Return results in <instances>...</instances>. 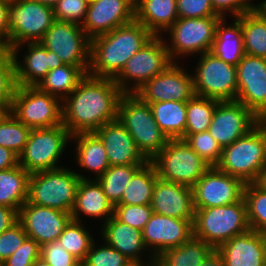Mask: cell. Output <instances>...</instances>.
I'll list each match as a JSON object with an SVG mask.
<instances>
[{
	"mask_svg": "<svg viewBox=\"0 0 266 266\" xmlns=\"http://www.w3.org/2000/svg\"><path fill=\"white\" fill-rule=\"evenodd\" d=\"M123 94L114 79L87 74L62 101V125L71 136L95 133L104 124L117 120Z\"/></svg>",
	"mask_w": 266,
	"mask_h": 266,
	"instance_id": "6da1fadb",
	"label": "cell"
},
{
	"mask_svg": "<svg viewBox=\"0 0 266 266\" xmlns=\"http://www.w3.org/2000/svg\"><path fill=\"white\" fill-rule=\"evenodd\" d=\"M154 35L137 21L91 39L88 75L114 79Z\"/></svg>",
	"mask_w": 266,
	"mask_h": 266,
	"instance_id": "7a4b0ae2",
	"label": "cell"
},
{
	"mask_svg": "<svg viewBox=\"0 0 266 266\" xmlns=\"http://www.w3.org/2000/svg\"><path fill=\"white\" fill-rule=\"evenodd\" d=\"M194 209L193 236L214 249L250 230L244 197L234 204Z\"/></svg>",
	"mask_w": 266,
	"mask_h": 266,
	"instance_id": "3957f363",
	"label": "cell"
},
{
	"mask_svg": "<svg viewBox=\"0 0 266 266\" xmlns=\"http://www.w3.org/2000/svg\"><path fill=\"white\" fill-rule=\"evenodd\" d=\"M266 166V129L259 122L246 135L222 149L215 166L218 170L240 178L245 184L257 181Z\"/></svg>",
	"mask_w": 266,
	"mask_h": 266,
	"instance_id": "277c9868",
	"label": "cell"
},
{
	"mask_svg": "<svg viewBox=\"0 0 266 266\" xmlns=\"http://www.w3.org/2000/svg\"><path fill=\"white\" fill-rule=\"evenodd\" d=\"M67 167L31 173L27 202L71 213L81 179H90Z\"/></svg>",
	"mask_w": 266,
	"mask_h": 266,
	"instance_id": "5b68a950",
	"label": "cell"
},
{
	"mask_svg": "<svg viewBox=\"0 0 266 266\" xmlns=\"http://www.w3.org/2000/svg\"><path fill=\"white\" fill-rule=\"evenodd\" d=\"M117 120L127 129L136 147L148 161H151L169 140L157 125L149 104L136 94L121 96Z\"/></svg>",
	"mask_w": 266,
	"mask_h": 266,
	"instance_id": "8992f818",
	"label": "cell"
},
{
	"mask_svg": "<svg viewBox=\"0 0 266 266\" xmlns=\"http://www.w3.org/2000/svg\"><path fill=\"white\" fill-rule=\"evenodd\" d=\"M56 21L53 8L35 0H9V50L19 55L27 42H39ZM19 52V53H18Z\"/></svg>",
	"mask_w": 266,
	"mask_h": 266,
	"instance_id": "52a82bcc",
	"label": "cell"
},
{
	"mask_svg": "<svg viewBox=\"0 0 266 266\" xmlns=\"http://www.w3.org/2000/svg\"><path fill=\"white\" fill-rule=\"evenodd\" d=\"M151 162L158 178L191 188L211 168L183 139H169Z\"/></svg>",
	"mask_w": 266,
	"mask_h": 266,
	"instance_id": "ba28073f",
	"label": "cell"
},
{
	"mask_svg": "<svg viewBox=\"0 0 266 266\" xmlns=\"http://www.w3.org/2000/svg\"><path fill=\"white\" fill-rule=\"evenodd\" d=\"M162 37L154 36L126 62L124 68L114 78L124 94H134L173 63L167 50L165 37Z\"/></svg>",
	"mask_w": 266,
	"mask_h": 266,
	"instance_id": "9c48e42d",
	"label": "cell"
},
{
	"mask_svg": "<svg viewBox=\"0 0 266 266\" xmlns=\"http://www.w3.org/2000/svg\"><path fill=\"white\" fill-rule=\"evenodd\" d=\"M69 141L71 135L62 124L52 128L32 129L19 156V165L30 174L63 167L58 162Z\"/></svg>",
	"mask_w": 266,
	"mask_h": 266,
	"instance_id": "30bf717a",
	"label": "cell"
},
{
	"mask_svg": "<svg viewBox=\"0 0 266 266\" xmlns=\"http://www.w3.org/2000/svg\"><path fill=\"white\" fill-rule=\"evenodd\" d=\"M198 61L192 74L195 95L219 102L236 101L237 67L212 52L201 54Z\"/></svg>",
	"mask_w": 266,
	"mask_h": 266,
	"instance_id": "8fae6325",
	"label": "cell"
},
{
	"mask_svg": "<svg viewBox=\"0 0 266 266\" xmlns=\"http://www.w3.org/2000/svg\"><path fill=\"white\" fill-rule=\"evenodd\" d=\"M10 113L31 129L62 124V101L37 86H17Z\"/></svg>",
	"mask_w": 266,
	"mask_h": 266,
	"instance_id": "7c38bea8",
	"label": "cell"
},
{
	"mask_svg": "<svg viewBox=\"0 0 266 266\" xmlns=\"http://www.w3.org/2000/svg\"><path fill=\"white\" fill-rule=\"evenodd\" d=\"M221 15L203 18H178L166 31L170 44L166 42L169 56L173 62L177 57L210 52L216 35V27ZM171 36V37H170Z\"/></svg>",
	"mask_w": 266,
	"mask_h": 266,
	"instance_id": "4fadbf2b",
	"label": "cell"
},
{
	"mask_svg": "<svg viewBox=\"0 0 266 266\" xmlns=\"http://www.w3.org/2000/svg\"><path fill=\"white\" fill-rule=\"evenodd\" d=\"M39 42L65 64L79 66L88 73L91 39L81 25L56 20Z\"/></svg>",
	"mask_w": 266,
	"mask_h": 266,
	"instance_id": "5bb4252c",
	"label": "cell"
},
{
	"mask_svg": "<svg viewBox=\"0 0 266 266\" xmlns=\"http://www.w3.org/2000/svg\"><path fill=\"white\" fill-rule=\"evenodd\" d=\"M173 62L162 73L144 84L136 94L145 103L179 101L187 102L194 93L193 75Z\"/></svg>",
	"mask_w": 266,
	"mask_h": 266,
	"instance_id": "9a60e30c",
	"label": "cell"
},
{
	"mask_svg": "<svg viewBox=\"0 0 266 266\" xmlns=\"http://www.w3.org/2000/svg\"><path fill=\"white\" fill-rule=\"evenodd\" d=\"M244 187L240 178L211 167L192 187L194 208L234 204L244 197Z\"/></svg>",
	"mask_w": 266,
	"mask_h": 266,
	"instance_id": "2e32d148",
	"label": "cell"
},
{
	"mask_svg": "<svg viewBox=\"0 0 266 266\" xmlns=\"http://www.w3.org/2000/svg\"><path fill=\"white\" fill-rule=\"evenodd\" d=\"M260 119L238 101L218 102L209 133L223 149L252 130Z\"/></svg>",
	"mask_w": 266,
	"mask_h": 266,
	"instance_id": "e0dca14e",
	"label": "cell"
},
{
	"mask_svg": "<svg viewBox=\"0 0 266 266\" xmlns=\"http://www.w3.org/2000/svg\"><path fill=\"white\" fill-rule=\"evenodd\" d=\"M236 67V101L260 119L266 114V58L245 54Z\"/></svg>",
	"mask_w": 266,
	"mask_h": 266,
	"instance_id": "ac0fdd59",
	"label": "cell"
},
{
	"mask_svg": "<svg viewBox=\"0 0 266 266\" xmlns=\"http://www.w3.org/2000/svg\"><path fill=\"white\" fill-rule=\"evenodd\" d=\"M193 221L153 212L142 231L145 247L156 259L165 250L182 245L193 236Z\"/></svg>",
	"mask_w": 266,
	"mask_h": 266,
	"instance_id": "d6986e66",
	"label": "cell"
},
{
	"mask_svg": "<svg viewBox=\"0 0 266 266\" xmlns=\"http://www.w3.org/2000/svg\"><path fill=\"white\" fill-rule=\"evenodd\" d=\"M71 220V213L29 202L20 208L18 215L28 238L34 239L40 246L58 240Z\"/></svg>",
	"mask_w": 266,
	"mask_h": 266,
	"instance_id": "ffe728a7",
	"label": "cell"
},
{
	"mask_svg": "<svg viewBox=\"0 0 266 266\" xmlns=\"http://www.w3.org/2000/svg\"><path fill=\"white\" fill-rule=\"evenodd\" d=\"M135 0H94L81 27L92 39L135 20Z\"/></svg>",
	"mask_w": 266,
	"mask_h": 266,
	"instance_id": "44dd1931",
	"label": "cell"
},
{
	"mask_svg": "<svg viewBox=\"0 0 266 266\" xmlns=\"http://www.w3.org/2000/svg\"><path fill=\"white\" fill-rule=\"evenodd\" d=\"M154 213L183 220H194L193 189L158 178L153 188Z\"/></svg>",
	"mask_w": 266,
	"mask_h": 266,
	"instance_id": "7402d4cb",
	"label": "cell"
},
{
	"mask_svg": "<svg viewBox=\"0 0 266 266\" xmlns=\"http://www.w3.org/2000/svg\"><path fill=\"white\" fill-rule=\"evenodd\" d=\"M95 134L104 144L110 166L144 165L148 162L136 147L130 133L118 120L104 124Z\"/></svg>",
	"mask_w": 266,
	"mask_h": 266,
	"instance_id": "603a6c76",
	"label": "cell"
},
{
	"mask_svg": "<svg viewBox=\"0 0 266 266\" xmlns=\"http://www.w3.org/2000/svg\"><path fill=\"white\" fill-rule=\"evenodd\" d=\"M226 266H266V234L249 230L217 248Z\"/></svg>",
	"mask_w": 266,
	"mask_h": 266,
	"instance_id": "cb8c5ba5",
	"label": "cell"
},
{
	"mask_svg": "<svg viewBox=\"0 0 266 266\" xmlns=\"http://www.w3.org/2000/svg\"><path fill=\"white\" fill-rule=\"evenodd\" d=\"M99 233L106 244L119 251L134 264L155 266V258L152 255L147 257L150 258V260H146L148 262L143 261L145 259L142 256L148 250L143 242L142 231L124 224L112 216L102 224Z\"/></svg>",
	"mask_w": 266,
	"mask_h": 266,
	"instance_id": "d4e9b609",
	"label": "cell"
},
{
	"mask_svg": "<svg viewBox=\"0 0 266 266\" xmlns=\"http://www.w3.org/2000/svg\"><path fill=\"white\" fill-rule=\"evenodd\" d=\"M27 47L28 52L25 53L21 62L18 55H12L18 86H37L50 70L65 64L40 42H27Z\"/></svg>",
	"mask_w": 266,
	"mask_h": 266,
	"instance_id": "484cf974",
	"label": "cell"
},
{
	"mask_svg": "<svg viewBox=\"0 0 266 266\" xmlns=\"http://www.w3.org/2000/svg\"><path fill=\"white\" fill-rule=\"evenodd\" d=\"M113 205L105 196L101 185L96 179H81L71 217L74 221L82 222L81 216L102 218L105 223L113 216ZM82 214V215H81Z\"/></svg>",
	"mask_w": 266,
	"mask_h": 266,
	"instance_id": "4316f807",
	"label": "cell"
},
{
	"mask_svg": "<svg viewBox=\"0 0 266 266\" xmlns=\"http://www.w3.org/2000/svg\"><path fill=\"white\" fill-rule=\"evenodd\" d=\"M134 7L135 21L154 36L164 35L179 18L176 0H135Z\"/></svg>",
	"mask_w": 266,
	"mask_h": 266,
	"instance_id": "83f0119b",
	"label": "cell"
},
{
	"mask_svg": "<svg viewBox=\"0 0 266 266\" xmlns=\"http://www.w3.org/2000/svg\"><path fill=\"white\" fill-rule=\"evenodd\" d=\"M233 20L232 24H227L226 18L220 20L210 52L226 63L237 66L245 55L241 15Z\"/></svg>",
	"mask_w": 266,
	"mask_h": 266,
	"instance_id": "f1b7e54d",
	"label": "cell"
},
{
	"mask_svg": "<svg viewBox=\"0 0 266 266\" xmlns=\"http://www.w3.org/2000/svg\"><path fill=\"white\" fill-rule=\"evenodd\" d=\"M71 140H76L75 161L79 167L95 173V179L110 167L104 144L95 133L76 134Z\"/></svg>",
	"mask_w": 266,
	"mask_h": 266,
	"instance_id": "f546056e",
	"label": "cell"
},
{
	"mask_svg": "<svg viewBox=\"0 0 266 266\" xmlns=\"http://www.w3.org/2000/svg\"><path fill=\"white\" fill-rule=\"evenodd\" d=\"M214 248L192 236L182 245L162 252L155 259V266H199Z\"/></svg>",
	"mask_w": 266,
	"mask_h": 266,
	"instance_id": "4dcf8cb0",
	"label": "cell"
},
{
	"mask_svg": "<svg viewBox=\"0 0 266 266\" xmlns=\"http://www.w3.org/2000/svg\"><path fill=\"white\" fill-rule=\"evenodd\" d=\"M153 117L168 139H183L186 127L187 102L149 103Z\"/></svg>",
	"mask_w": 266,
	"mask_h": 266,
	"instance_id": "1f68e13d",
	"label": "cell"
},
{
	"mask_svg": "<svg viewBox=\"0 0 266 266\" xmlns=\"http://www.w3.org/2000/svg\"><path fill=\"white\" fill-rule=\"evenodd\" d=\"M245 54L266 58V6L241 15Z\"/></svg>",
	"mask_w": 266,
	"mask_h": 266,
	"instance_id": "d6a6232c",
	"label": "cell"
},
{
	"mask_svg": "<svg viewBox=\"0 0 266 266\" xmlns=\"http://www.w3.org/2000/svg\"><path fill=\"white\" fill-rule=\"evenodd\" d=\"M30 173L20 165L0 170V205L16 209L27 202Z\"/></svg>",
	"mask_w": 266,
	"mask_h": 266,
	"instance_id": "836d02e7",
	"label": "cell"
},
{
	"mask_svg": "<svg viewBox=\"0 0 266 266\" xmlns=\"http://www.w3.org/2000/svg\"><path fill=\"white\" fill-rule=\"evenodd\" d=\"M86 75L81 67L64 64L50 70L37 87L63 101Z\"/></svg>",
	"mask_w": 266,
	"mask_h": 266,
	"instance_id": "e575fe53",
	"label": "cell"
},
{
	"mask_svg": "<svg viewBox=\"0 0 266 266\" xmlns=\"http://www.w3.org/2000/svg\"><path fill=\"white\" fill-rule=\"evenodd\" d=\"M157 179L158 175L153 163L146 162L127 183L119 204L151 205L153 188Z\"/></svg>",
	"mask_w": 266,
	"mask_h": 266,
	"instance_id": "d590c367",
	"label": "cell"
},
{
	"mask_svg": "<svg viewBox=\"0 0 266 266\" xmlns=\"http://www.w3.org/2000/svg\"><path fill=\"white\" fill-rule=\"evenodd\" d=\"M141 166L143 165L110 166L96 179L113 207L119 204L127 183Z\"/></svg>",
	"mask_w": 266,
	"mask_h": 266,
	"instance_id": "8d00e7d4",
	"label": "cell"
},
{
	"mask_svg": "<svg viewBox=\"0 0 266 266\" xmlns=\"http://www.w3.org/2000/svg\"><path fill=\"white\" fill-rule=\"evenodd\" d=\"M219 101L194 95L187 101L185 134L207 131Z\"/></svg>",
	"mask_w": 266,
	"mask_h": 266,
	"instance_id": "74e56055",
	"label": "cell"
},
{
	"mask_svg": "<svg viewBox=\"0 0 266 266\" xmlns=\"http://www.w3.org/2000/svg\"><path fill=\"white\" fill-rule=\"evenodd\" d=\"M62 247L82 262L91 248L94 238L79 221L71 220L58 238Z\"/></svg>",
	"mask_w": 266,
	"mask_h": 266,
	"instance_id": "f35d334b",
	"label": "cell"
},
{
	"mask_svg": "<svg viewBox=\"0 0 266 266\" xmlns=\"http://www.w3.org/2000/svg\"><path fill=\"white\" fill-rule=\"evenodd\" d=\"M244 199L251 230L266 234V191L254 183H246Z\"/></svg>",
	"mask_w": 266,
	"mask_h": 266,
	"instance_id": "ab89813d",
	"label": "cell"
},
{
	"mask_svg": "<svg viewBox=\"0 0 266 266\" xmlns=\"http://www.w3.org/2000/svg\"><path fill=\"white\" fill-rule=\"evenodd\" d=\"M31 130L9 113L0 121V146L13 151L19 157L28 142Z\"/></svg>",
	"mask_w": 266,
	"mask_h": 266,
	"instance_id": "60d3db41",
	"label": "cell"
},
{
	"mask_svg": "<svg viewBox=\"0 0 266 266\" xmlns=\"http://www.w3.org/2000/svg\"><path fill=\"white\" fill-rule=\"evenodd\" d=\"M15 63L10 50L0 47V103L11 109L17 88Z\"/></svg>",
	"mask_w": 266,
	"mask_h": 266,
	"instance_id": "b9f144b4",
	"label": "cell"
},
{
	"mask_svg": "<svg viewBox=\"0 0 266 266\" xmlns=\"http://www.w3.org/2000/svg\"><path fill=\"white\" fill-rule=\"evenodd\" d=\"M98 247L94 241L81 266H131L133 262L105 242ZM97 244V245H96Z\"/></svg>",
	"mask_w": 266,
	"mask_h": 266,
	"instance_id": "7bdbcfd3",
	"label": "cell"
},
{
	"mask_svg": "<svg viewBox=\"0 0 266 266\" xmlns=\"http://www.w3.org/2000/svg\"><path fill=\"white\" fill-rule=\"evenodd\" d=\"M183 140L211 167L218 164L222 148L208 130L196 134H184Z\"/></svg>",
	"mask_w": 266,
	"mask_h": 266,
	"instance_id": "ee69618b",
	"label": "cell"
},
{
	"mask_svg": "<svg viewBox=\"0 0 266 266\" xmlns=\"http://www.w3.org/2000/svg\"><path fill=\"white\" fill-rule=\"evenodd\" d=\"M152 214L153 210L151 205L118 204L114 206L113 210V216L118 221L140 231H143Z\"/></svg>",
	"mask_w": 266,
	"mask_h": 266,
	"instance_id": "f6af8a7d",
	"label": "cell"
},
{
	"mask_svg": "<svg viewBox=\"0 0 266 266\" xmlns=\"http://www.w3.org/2000/svg\"><path fill=\"white\" fill-rule=\"evenodd\" d=\"M88 6L89 2L87 0H60L53 7V12L57 21L82 25Z\"/></svg>",
	"mask_w": 266,
	"mask_h": 266,
	"instance_id": "bcb514c9",
	"label": "cell"
},
{
	"mask_svg": "<svg viewBox=\"0 0 266 266\" xmlns=\"http://www.w3.org/2000/svg\"><path fill=\"white\" fill-rule=\"evenodd\" d=\"M28 238L23 225L18 221L0 234V265L10 257Z\"/></svg>",
	"mask_w": 266,
	"mask_h": 266,
	"instance_id": "7dc6e473",
	"label": "cell"
},
{
	"mask_svg": "<svg viewBox=\"0 0 266 266\" xmlns=\"http://www.w3.org/2000/svg\"><path fill=\"white\" fill-rule=\"evenodd\" d=\"M40 257L51 266H81V262L66 251L58 240L42 245Z\"/></svg>",
	"mask_w": 266,
	"mask_h": 266,
	"instance_id": "c3c4849f",
	"label": "cell"
},
{
	"mask_svg": "<svg viewBox=\"0 0 266 266\" xmlns=\"http://www.w3.org/2000/svg\"><path fill=\"white\" fill-rule=\"evenodd\" d=\"M40 252L41 246L34 239L27 238L0 266H32L40 258Z\"/></svg>",
	"mask_w": 266,
	"mask_h": 266,
	"instance_id": "681fc988",
	"label": "cell"
},
{
	"mask_svg": "<svg viewBox=\"0 0 266 266\" xmlns=\"http://www.w3.org/2000/svg\"><path fill=\"white\" fill-rule=\"evenodd\" d=\"M179 18H203L218 16L211 0H176Z\"/></svg>",
	"mask_w": 266,
	"mask_h": 266,
	"instance_id": "f907efd6",
	"label": "cell"
},
{
	"mask_svg": "<svg viewBox=\"0 0 266 266\" xmlns=\"http://www.w3.org/2000/svg\"><path fill=\"white\" fill-rule=\"evenodd\" d=\"M211 3L215 12L223 18H226L229 12L231 17H239L242 14L255 11L264 4V1L262 0L261 3H257V5L250 0H211Z\"/></svg>",
	"mask_w": 266,
	"mask_h": 266,
	"instance_id": "816d5d0a",
	"label": "cell"
},
{
	"mask_svg": "<svg viewBox=\"0 0 266 266\" xmlns=\"http://www.w3.org/2000/svg\"><path fill=\"white\" fill-rule=\"evenodd\" d=\"M9 0H0V47L9 50Z\"/></svg>",
	"mask_w": 266,
	"mask_h": 266,
	"instance_id": "f5cc1de1",
	"label": "cell"
},
{
	"mask_svg": "<svg viewBox=\"0 0 266 266\" xmlns=\"http://www.w3.org/2000/svg\"><path fill=\"white\" fill-rule=\"evenodd\" d=\"M18 215L16 209L0 205V234L18 222Z\"/></svg>",
	"mask_w": 266,
	"mask_h": 266,
	"instance_id": "db71d44e",
	"label": "cell"
},
{
	"mask_svg": "<svg viewBox=\"0 0 266 266\" xmlns=\"http://www.w3.org/2000/svg\"><path fill=\"white\" fill-rule=\"evenodd\" d=\"M19 165V157L6 147L0 146V170H7Z\"/></svg>",
	"mask_w": 266,
	"mask_h": 266,
	"instance_id": "11a10c76",
	"label": "cell"
},
{
	"mask_svg": "<svg viewBox=\"0 0 266 266\" xmlns=\"http://www.w3.org/2000/svg\"><path fill=\"white\" fill-rule=\"evenodd\" d=\"M199 266H226V264L221 254L214 249Z\"/></svg>",
	"mask_w": 266,
	"mask_h": 266,
	"instance_id": "9f6ffc18",
	"label": "cell"
},
{
	"mask_svg": "<svg viewBox=\"0 0 266 266\" xmlns=\"http://www.w3.org/2000/svg\"><path fill=\"white\" fill-rule=\"evenodd\" d=\"M255 183L266 191V166L263 168Z\"/></svg>",
	"mask_w": 266,
	"mask_h": 266,
	"instance_id": "6f0895ef",
	"label": "cell"
},
{
	"mask_svg": "<svg viewBox=\"0 0 266 266\" xmlns=\"http://www.w3.org/2000/svg\"><path fill=\"white\" fill-rule=\"evenodd\" d=\"M10 113V109L3 103H0V121Z\"/></svg>",
	"mask_w": 266,
	"mask_h": 266,
	"instance_id": "680465c9",
	"label": "cell"
},
{
	"mask_svg": "<svg viewBox=\"0 0 266 266\" xmlns=\"http://www.w3.org/2000/svg\"><path fill=\"white\" fill-rule=\"evenodd\" d=\"M35 1L53 8L60 0H35Z\"/></svg>",
	"mask_w": 266,
	"mask_h": 266,
	"instance_id": "91938a15",
	"label": "cell"
},
{
	"mask_svg": "<svg viewBox=\"0 0 266 266\" xmlns=\"http://www.w3.org/2000/svg\"><path fill=\"white\" fill-rule=\"evenodd\" d=\"M32 266H51L45 262L41 257L33 262Z\"/></svg>",
	"mask_w": 266,
	"mask_h": 266,
	"instance_id": "94428289",
	"label": "cell"
},
{
	"mask_svg": "<svg viewBox=\"0 0 266 266\" xmlns=\"http://www.w3.org/2000/svg\"><path fill=\"white\" fill-rule=\"evenodd\" d=\"M260 123L264 126V128L266 129V114L263 115L261 118H260Z\"/></svg>",
	"mask_w": 266,
	"mask_h": 266,
	"instance_id": "6125c7cd",
	"label": "cell"
},
{
	"mask_svg": "<svg viewBox=\"0 0 266 266\" xmlns=\"http://www.w3.org/2000/svg\"><path fill=\"white\" fill-rule=\"evenodd\" d=\"M131 266H143V265H139V264H132Z\"/></svg>",
	"mask_w": 266,
	"mask_h": 266,
	"instance_id": "be15d7a7",
	"label": "cell"
}]
</instances>
